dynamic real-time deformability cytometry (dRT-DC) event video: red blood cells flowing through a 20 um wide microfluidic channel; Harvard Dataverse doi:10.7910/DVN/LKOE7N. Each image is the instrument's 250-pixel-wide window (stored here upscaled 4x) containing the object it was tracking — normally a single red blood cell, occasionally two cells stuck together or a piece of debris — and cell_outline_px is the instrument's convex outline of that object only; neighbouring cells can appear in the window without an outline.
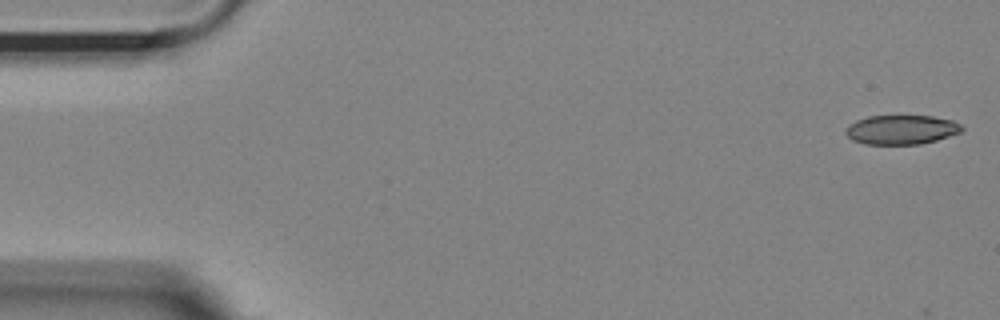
{"species": "Egyptian fruit bat (a non-hibernating species)", "species_latin": "Rousettus aegyptiacus", "temperature_condition": "room temperature", "stored_images_in_passage": 54, "camera_frame_rate_fps": 3000, "um_per_image_px": 0.085, "animal": {"sex": "female"}, "frame": {"image": 1, "passage_image": 1, "time_ms": 0.0, "image_size_px": [1000, 320], "cell_outline_px": [[964, 128], [960, 132], [936, 140], [920, 144], [864, 144], [852, 140], [844, 132], [844, 128], [848, 124], [856, 120], [868, 116], [932, 116], [952, 120], [960, 124]], "centroid_in_image_um": [76.57, 11.02], "position_along_channel_um": 8.4, "area_um2": 19.88}}
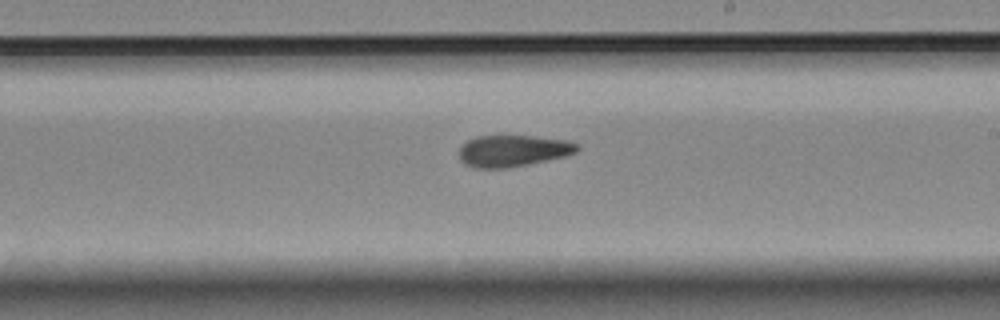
{"frame": {"image": 2, "passage_image": 31, "time_ms": 10.0, "image_size_px": [1000, 320], "cell_outline_px": [[580, 148], [576, 152], [564, 156], [528, 164], [508, 168], [476, 168], [464, 164], [460, 160], [460, 148], [468, 140], [476, 136], [532, 136], [564, 140], [580, 144]], "centroid_in_image_um": [43.6, 12.82], "position_along_channel_um": 245.4, "area_um2": 21.56}}
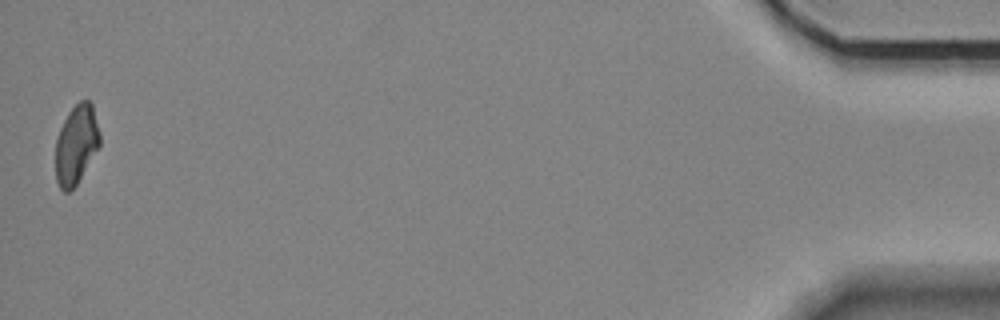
{"frame": {"image": 3, "passage_image": 54, "time_ms": 17.667, "image_size_px": [1000, 320], "cell_outline_px": [[100, 144], [76, 184], [68, 192], [64, 192], [60, 188], [56, 180], [56, 140], [60, 128], [68, 112], [80, 100], [88, 100], [92, 104], [100, 132]], "centroid_in_image_um": [6.48, 12.26], "position_along_channel_um": 428.7, "area_um2": 20.11}, "authors_computed_cell_mechanics": {"area_um2": 21.964, "velocity_mm_per_s": 3.5881, "shape_relaxation_time_tau1_ms": null, "shape_relaxation_time_tau2_ms": 7.2967, "deformation_change_tau1": null, "deformation_change_tau2": 0.1524}}